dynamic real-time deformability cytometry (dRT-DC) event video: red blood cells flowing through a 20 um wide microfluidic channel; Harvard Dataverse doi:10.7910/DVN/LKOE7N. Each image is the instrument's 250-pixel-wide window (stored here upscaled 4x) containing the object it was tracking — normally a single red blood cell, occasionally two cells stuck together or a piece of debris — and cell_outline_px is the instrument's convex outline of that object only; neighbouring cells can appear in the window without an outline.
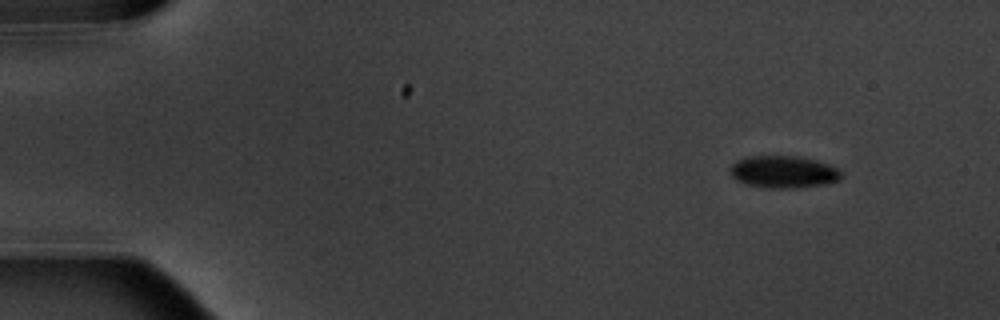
{"species": "common noctule bat (a hibernating species)", "species_latin": "Nyctalus noctula", "temperature_condition": "warm", "stored_images_in_passage": 10, "camera_frame_rate_fps": 3000, "um_per_image_px": 0.085, "animal": {"sex": "male", "body_mass_g": 20.1, "forearm_length_mm": 53.5}, "frame": {"image": 1, "passage_image": 1, "time_ms": 0.0, "image_size_px": [1000, 320], "cell_outline_px": [[844, 176], [836, 180], [824, 184], [796, 188], [768, 188], [748, 184], [736, 180], [732, 176], [728, 168], [736, 160], [748, 156], [796, 156], [816, 160], [828, 164], [836, 168]], "centroid_in_image_um": [66.56, 14.6], "position_along_channel_um": 18.4, "area_um2": 20.81}}
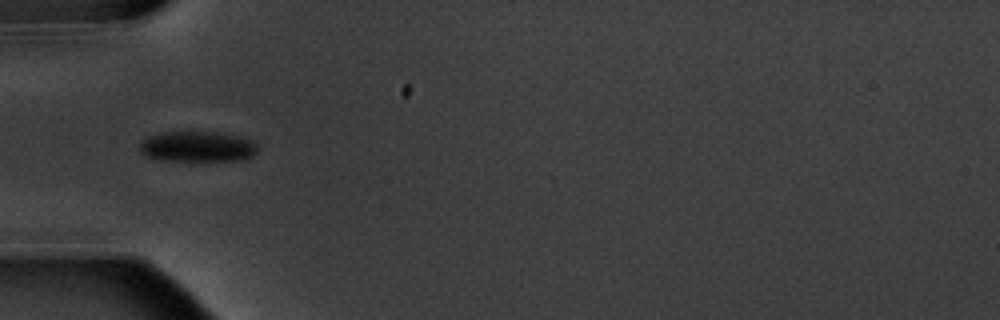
{"frame": {"image": 2, "passage_image": 4, "time_ms": 4.333, "image_size_px": [1000, 320], "cell_outline_px": [[256, 152], [252, 156], [240, 160], [160, 160], [144, 156], [140, 152], [140, 144], [148, 136], [160, 132], [216, 132], [236, 136], [252, 140], [256, 144]], "centroid_in_image_um": [16.74, 12.46], "position_along_channel_um": 68.3, "area_um2": 20.81}}
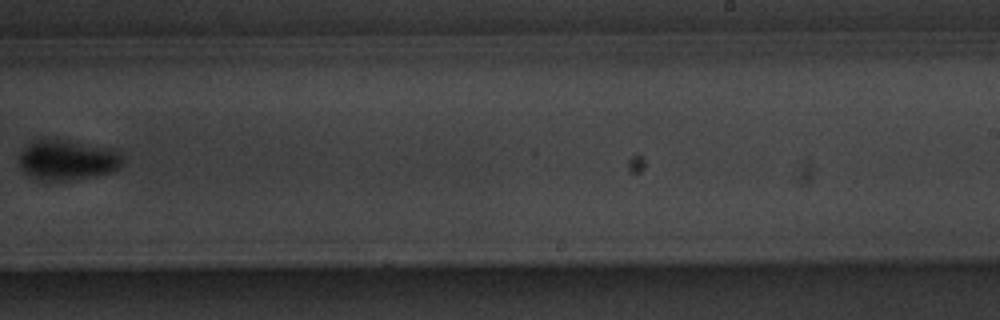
{"frame": {"image": 3, "passage_image": 9, "time_ms": 10.333, "image_size_px": [1000, 320], "cell_outline_px": [[120, 168], [112, 172], [96, 176], [68, 180], [44, 180], [32, 176], [16, 160], [20, 152], [28, 144], [36, 140], [68, 140], [108, 148], [120, 152]], "centroid_in_image_um": [5.73, 13.59], "position_along_channel_um": 283.3, "area_um2": 23.76}}